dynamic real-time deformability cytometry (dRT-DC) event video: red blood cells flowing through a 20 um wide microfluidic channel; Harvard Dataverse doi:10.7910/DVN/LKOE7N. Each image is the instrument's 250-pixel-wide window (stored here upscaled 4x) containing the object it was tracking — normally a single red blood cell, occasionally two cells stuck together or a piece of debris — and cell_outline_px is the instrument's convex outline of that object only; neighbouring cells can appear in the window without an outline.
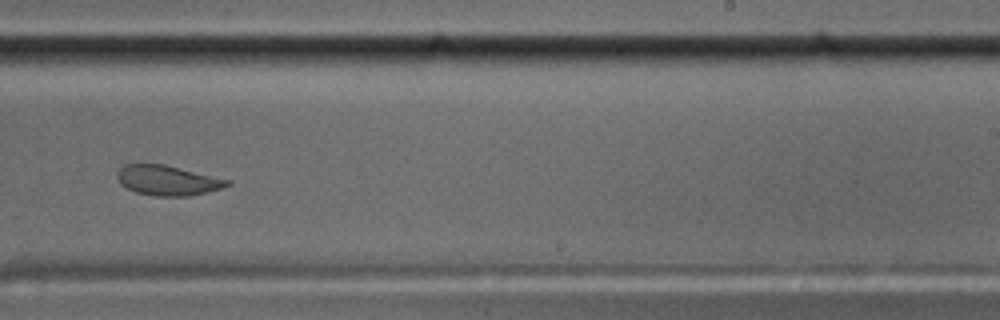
{"species": "common noctule bat (a hibernating species)", "species_latin": "Nyctalus noctula", "temperature_condition": "cold", "stored_images_in_passage": 44, "camera_frame_rate_fps": 3000, "um_per_image_px": 0.085, "animal": {"sex": "male", "body_mass_g": 17.5, "forearm_length_mm": 52.3}, "frame": {"image": 1, "passage_image": 32, "time_ms": 10.333, "image_size_px": [1000, 320], "cell_outline_px": [[232, 184], [220, 188], [188, 196], [156, 196], [136, 192], [120, 184], [116, 176], [116, 172], [124, 164], [164, 164], [232, 180]], "centroid_in_image_um": [14.23, 15.32], "position_along_channel_um": 274.8, "area_um2": 19.19}, "authors_computed_cell_mechanics": {"area_um2": 19.8543, "velocity_mm_per_s": 3.5024, "shape_relaxation_time_tau1_ms": null, "shape_relaxation_time_tau2_ms": 1.4129, "deformation_change_tau1": null, "deformation_change_tau2": 0.0608}}